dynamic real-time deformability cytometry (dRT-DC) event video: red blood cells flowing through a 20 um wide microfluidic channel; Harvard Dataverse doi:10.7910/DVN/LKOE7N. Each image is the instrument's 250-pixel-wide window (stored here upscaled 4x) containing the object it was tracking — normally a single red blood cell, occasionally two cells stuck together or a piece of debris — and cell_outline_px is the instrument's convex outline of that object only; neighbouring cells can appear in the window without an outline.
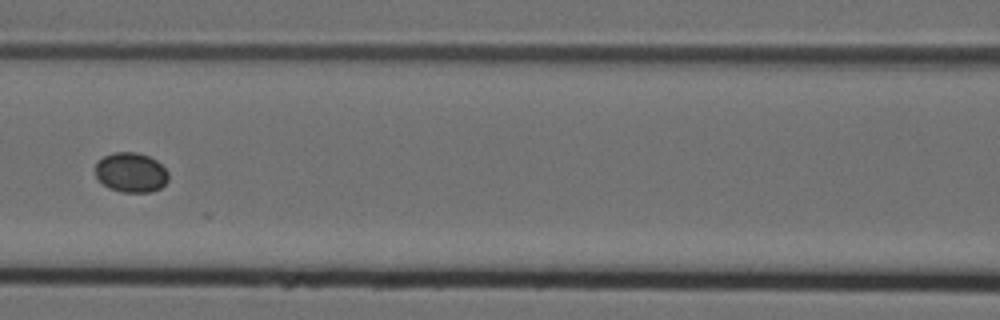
{"species": "Egyptian fruit bat (a non-hibernating species)", "species_latin": "Rousettus aegyptiacus", "temperature_condition": "cold", "stored_images_in_passage": 11, "camera_frame_rate_fps": 3000, "um_per_image_px": 0.085, "animal": {"sex": "female"}, "frame": {"image": 1, "passage_image": 6, "time_ms": 1.667, "image_size_px": [1000, 320], "cell_outline_px": [[168, 180], [160, 188], [152, 192], [124, 192], [108, 188], [96, 176], [96, 164], [104, 156], [116, 152], [136, 152], [148, 156], [156, 160], [168, 172]], "centroid_in_image_um": [11.15, 14.66], "position_along_channel_um": 155.5, "area_um2": 16.76}}
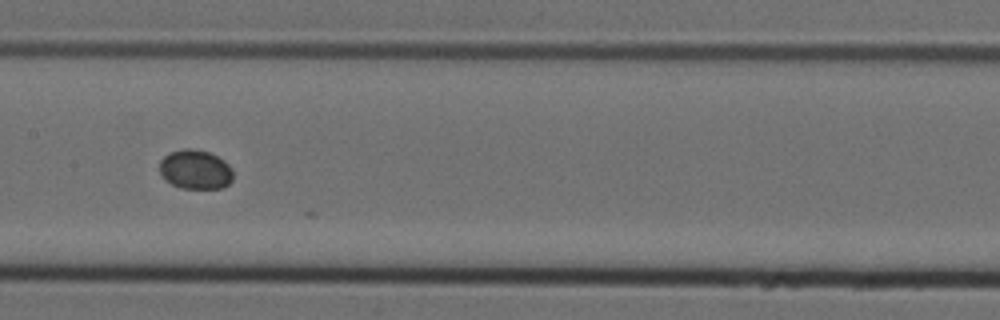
{"frame": {"image": 2, "passage_image": 7, "time_ms": 2.0, "image_size_px": [1000, 320], "cell_outline_px": [[232, 180], [228, 184], [220, 188], [180, 188], [164, 180], [160, 176], [160, 160], [164, 156], [172, 152], [184, 148], [192, 148], [208, 152], [224, 160], [232, 168]], "centroid_in_image_um": [16.58, 14.41], "position_along_channel_um": 190.8, "area_um2": 16.88}}
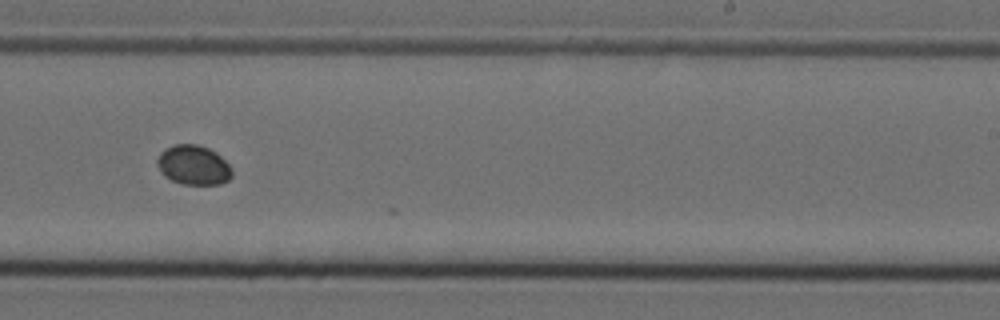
{"frame": {"image": 3, "passage_image": 9, "time_ms": 2.667, "image_size_px": [1000, 320], "cell_outline_px": [[232, 176], [228, 180], [220, 184], [180, 184], [164, 176], [160, 172], [156, 164], [156, 160], [160, 152], [164, 148], [172, 144], [196, 144], [208, 148], [216, 152], [232, 168]], "centroid_in_image_um": [16.41, 14.02], "position_along_channel_um": 272.6, "area_um2": 17.46}}